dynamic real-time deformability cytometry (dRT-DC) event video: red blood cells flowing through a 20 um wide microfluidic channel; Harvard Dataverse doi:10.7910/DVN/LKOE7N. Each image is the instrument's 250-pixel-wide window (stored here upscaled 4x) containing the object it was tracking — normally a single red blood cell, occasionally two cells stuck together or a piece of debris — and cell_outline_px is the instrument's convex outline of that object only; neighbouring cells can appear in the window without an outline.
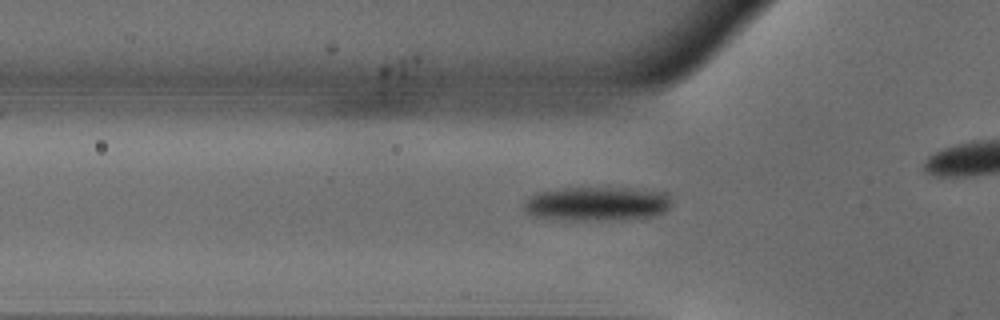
{"species": "common noctule bat (a hibernating species)", "species_latin": "Nyctalus noctula", "temperature_condition": "warm", "stored_images_in_passage": 35, "camera_frame_rate_fps": 3000, "um_per_image_px": 0.085, "animal": {"sex": "male", "body_mass_g": 18.8}, "frame": {"image": 1, "passage_image": 11, "time_ms": 3.333, "image_size_px": [1000, 320], "cell_outline_px": [[668, 208], [664, 212], [652, 216], [584, 220], [560, 220], [536, 216], [524, 212], [524, 200], [528, 196], [536, 192], [564, 188], [624, 188], [668, 192]], "centroid_in_image_um": [50.64, 17.3], "position_along_channel_um": 75.2, "area_um2": 28.96}}
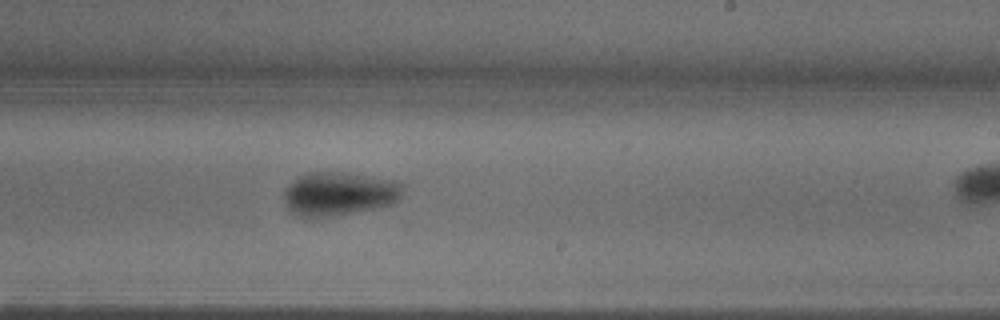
{"frame": {"image": 2, "passage_image": 25, "time_ms": 8.0, "image_size_px": [1000, 320], "cell_outline_px": [[404, 188], [400, 196], [392, 204], [336, 216], [308, 220], [296, 216], [284, 204], [284, 192], [288, 184], [296, 176], [312, 172], [348, 172], [400, 180], [404, 184]], "centroid_in_image_um": [28.8, 16.47], "position_along_channel_um": 260.2, "area_um2": 31.21}}
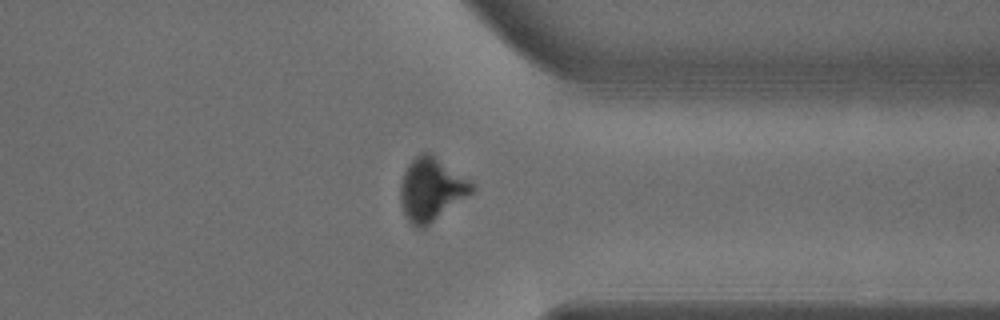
{"frame": {"image": 3, "passage_image": 34, "time_ms": 11.0, "image_size_px": [1000, 320], "cell_outline_px": [[476, 188], [472, 192], [424, 228], [416, 228], [408, 220], [404, 212], [400, 200], [400, 184], [404, 172], [408, 164], [416, 156], [424, 152], [432, 152], [468, 180]], "centroid_in_image_um": [36.63, 16.08], "position_along_channel_um": 374.8, "area_um2": 25.89}}